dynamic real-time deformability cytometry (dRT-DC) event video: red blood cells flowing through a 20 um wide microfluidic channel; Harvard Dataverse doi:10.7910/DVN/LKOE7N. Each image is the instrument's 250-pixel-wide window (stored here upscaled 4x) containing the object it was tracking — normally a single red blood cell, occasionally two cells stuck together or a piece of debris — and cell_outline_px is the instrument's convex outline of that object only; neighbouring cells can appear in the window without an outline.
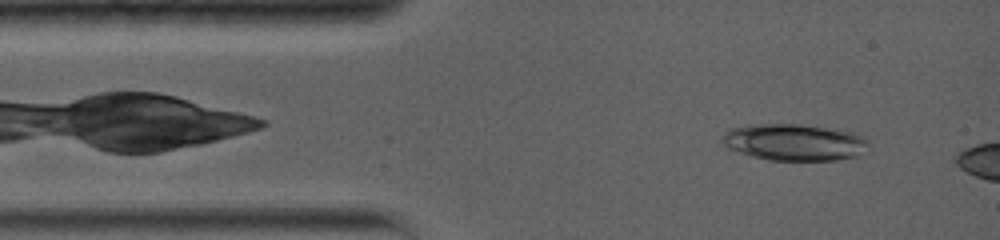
{"species": "common noctule bat (a hibernating species)", "species_latin": "Nyctalus noctula", "temperature_condition": "warm", "stored_images_in_passage": 10, "camera_frame_rate_fps": 5000, "um_per_image_px": 0.085, "animal": {"sex": "female", "body_mass_g": 19.0, "forearm_length_mm": 56.7}, "frame": {"image": 1, "passage_image": 6, "time_ms": 1.0, "image_size_px": [1000, 240], "cell_outline_px": [[868, 152], [860, 156], [836, 160], [768, 160], [752, 156], [728, 148], [720, 140], [720, 136], [728, 128], [752, 124], [800, 124], [852, 132], [864, 136], [868, 140]], "centroid_in_image_um": [67.53, 12.09], "position_along_channel_um": 17.5, "area_um2": 31.67}}